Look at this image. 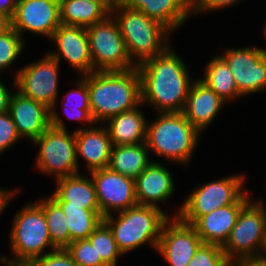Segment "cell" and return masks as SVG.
I'll list each match as a JSON object with an SVG mask.
<instances>
[{
    "instance_id": "obj_20",
    "label": "cell",
    "mask_w": 266,
    "mask_h": 266,
    "mask_svg": "<svg viewBox=\"0 0 266 266\" xmlns=\"http://www.w3.org/2000/svg\"><path fill=\"white\" fill-rule=\"evenodd\" d=\"M173 175L160 162H151L135 179L138 205L161 208L159 204L172 198L175 191Z\"/></svg>"
},
{
    "instance_id": "obj_12",
    "label": "cell",
    "mask_w": 266,
    "mask_h": 266,
    "mask_svg": "<svg viewBox=\"0 0 266 266\" xmlns=\"http://www.w3.org/2000/svg\"><path fill=\"white\" fill-rule=\"evenodd\" d=\"M220 56L229 65L242 96L266 91V49L229 48Z\"/></svg>"
},
{
    "instance_id": "obj_16",
    "label": "cell",
    "mask_w": 266,
    "mask_h": 266,
    "mask_svg": "<svg viewBox=\"0 0 266 266\" xmlns=\"http://www.w3.org/2000/svg\"><path fill=\"white\" fill-rule=\"evenodd\" d=\"M49 40L55 43L57 50L48 54L59 63L64 58L81 77L95 72L86 28L61 24Z\"/></svg>"
},
{
    "instance_id": "obj_2",
    "label": "cell",
    "mask_w": 266,
    "mask_h": 266,
    "mask_svg": "<svg viewBox=\"0 0 266 266\" xmlns=\"http://www.w3.org/2000/svg\"><path fill=\"white\" fill-rule=\"evenodd\" d=\"M82 77L88 85L90 112L95 123L102 124L141 104L137 67L126 71H95Z\"/></svg>"
},
{
    "instance_id": "obj_3",
    "label": "cell",
    "mask_w": 266,
    "mask_h": 266,
    "mask_svg": "<svg viewBox=\"0 0 266 266\" xmlns=\"http://www.w3.org/2000/svg\"><path fill=\"white\" fill-rule=\"evenodd\" d=\"M158 116L152 123H147L149 152L180 165H189L201 132L182 112L158 113Z\"/></svg>"
},
{
    "instance_id": "obj_5",
    "label": "cell",
    "mask_w": 266,
    "mask_h": 266,
    "mask_svg": "<svg viewBox=\"0 0 266 266\" xmlns=\"http://www.w3.org/2000/svg\"><path fill=\"white\" fill-rule=\"evenodd\" d=\"M111 14L119 25L131 62L136 67L159 55L170 45L168 39L171 32L142 11L120 6L112 9Z\"/></svg>"
},
{
    "instance_id": "obj_13",
    "label": "cell",
    "mask_w": 266,
    "mask_h": 266,
    "mask_svg": "<svg viewBox=\"0 0 266 266\" xmlns=\"http://www.w3.org/2000/svg\"><path fill=\"white\" fill-rule=\"evenodd\" d=\"M95 188L102 217L137 205L135 180L109 167L89 173Z\"/></svg>"
},
{
    "instance_id": "obj_8",
    "label": "cell",
    "mask_w": 266,
    "mask_h": 266,
    "mask_svg": "<svg viewBox=\"0 0 266 266\" xmlns=\"http://www.w3.org/2000/svg\"><path fill=\"white\" fill-rule=\"evenodd\" d=\"M222 250L228 260L263 259L266 251V206L263 200H250L242 208Z\"/></svg>"
},
{
    "instance_id": "obj_38",
    "label": "cell",
    "mask_w": 266,
    "mask_h": 266,
    "mask_svg": "<svg viewBox=\"0 0 266 266\" xmlns=\"http://www.w3.org/2000/svg\"><path fill=\"white\" fill-rule=\"evenodd\" d=\"M13 93L8 90L7 86L0 79V113L9 111L10 99Z\"/></svg>"
},
{
    "instance_id": "obj_36",
    "label": "cell",
    "mask_w": 266,
    "mask_h": 266,
    "mask_svg": "<svg viewBox=\"0 0 266 266\" xmlns=\"http://www.w3.org/2000/svg\"><path fill=\"white\" fill-rule=\"evenodd\" d=\"M24 266H77L66 249H56L28 261Z\"/></svg>"
},
{
    "instance_id": "obj_47",
    "label": "cell",
    "mask_w": 266,
    "mask_h": 266,
    "mask_svg": "<svg viewBox=\"0 0 266 266\" xmlns=\"http://www.w3.org/2000/svg\"><path fill=\"white\" fill-rule=\"evenodd\" d=\"M263 259L266 261V251H265V254L263 256Z\"/></svg>"
},
{
    "instance_id": "obj_37",
    "label": "cell",
    "mask_w": 266,
    "mask_h": 266,
    "mask_svg": "<svg viewBox=\"0 0 266 266\" xmlns=\"http://www.w3.org/2000/svg\"><path fill=\"white\" fill-rule=\"evenodd\" d=\"M240 1L242 2V0H192V14L206 13V11L213 12L214 10L219 11Z\"/></svg>"
},
{
    "instance_id": "obj_7",
    "label": "cell",
    "mask_w": 266,
    "mask_h": 266,
    "mask_svg": "<svg viewBox=\"0 0 266 266\" xmlns=\"http://www.w3.org/2000/svg\"><path fill=\"white\" fill-rule=\"evenodd\" d=\"M56 108L50 110V126L33 144L39 147L35 167L55 179L79 172L75 131L69 133Z\"/></svg>"
},
{
    "instance_id": "obj_17",
    "label": "cell",
    "mask_w": 266,
    "mask_h": 266,
    "mask_svg": "<svg viewBox=\"0 0 266 266\" xmlns=\"http://www.w3.org/2000/svg\"><path fill=\"white\" fill-rule=\"evenodd\" d=\"M9 114L20 138L35 141L50 126V109L16 90L13 92Z\"/></svg>"
},
{
    "instance_id": "obj_6",
    "label": "cell",
    "mask_w": 266,
    "mask_h": 266,
    "mask_svg": "<svg viewBox=\"0 0 266 266\" xmlns=\"http://www.w3.org/2000/svg\"><path fill=\"white\" fill-rule=\"evenodd\" d=\"M12 223L9 244L14 259L2 256L0 264L24 266L28 261L49 253L45 251L47 247L51 252L57 249L50 239L44 212L35 201L25 204L14 215Z\"/></svg>"
},
{
    "instance_id": "obj_4",
    "label": "cell",
    "mask_w": 266,
    "mask_h": 266,
    "mask_svg": "<svg viewBox=\"0 0 266 266\" xmlns=\"http://www.w3.org/2000/svg\"><path fill=\"white\" fill-rule=\"evenodd\" d=\"M162 208L135 205L118 212V218L108 215L103 221L111 229L119 250L125 255L149 243L157 250L164 224L171 218Z\"/></svg>"
},
{
    "instance_id": "obj_11",
    "label": "cell",
    "mask_w": 266,
    "mask_h": 266,
    "mask_svg": "<svg viewBox=\"0 0 266 266\" xmlns=\"http://www.w3.org/2000/svg\"><path fill=\"white\" fill-rule=\"evenodd\" d=\"M59 64L47 53L39 61L21 67L11 85L16 86L22 95L51 110L58 100Z\"/></svg>"
},
{
    "instance_id": "obj_1",
    "label": "cell",
    "mask_w": 266,
    "mask_h": 266,
    "mask_svg": "<svg viewBox=\"0 0 266 266\" xmlns=\"http://www.w3.org/2000/svg\"><path fill=\"white\" fill-rule=\"evenodd\" d=\"M137 69L141 78V104L157 113L183 112L192 85L187 66L169 45Z\"/></svg>"
},
{
    "instance_id": "obj_14",
    "label": "cell",
    "mask_w": 266,
    "mask_h": 266,
    "mask_svg": "<svg viewBox=\"0 0 266 266\" xmlns=\"http://www.w3.org/2000/svg\"><path fill=\"white\" fill-rule=\"evenodd\" d=\"M202 243L192 225L172 217L163 226L156 251L169 266H187Z\"/></svg>"
},
{
    "instance_id": "obj_19",
    "label": "cell",
    "mask_w": 266,
    "mask_h": 266,
    "mask_svg": "<svg viewBox=\"0 0 266 266\" xmlns=\"http://www.w3.org/2000/svg\"><path fill=\"white\" fill-rule=\"evenodd\" d=\"M75 129L76 153L87 162L88 172L108 168L110 164L112 142L107 128L95 123L91 127ZM86 127V128H85Z\"/></svg>"
},
{
    "instance_id": "obj_10",
    "label": "cell",
    "mask_w": 266,
    "mask_h": 266,
    "mask_svg": "<svg viewBox=\"0 0 266 266\" xmlns=\"http://www.w3.org/2000/svg\"><path fill=\"white\" fill-rule=\"evenodd\" d=\"M86 29L94 71H126L136 67L112 14Z\"/></svg>"
},
{
    "instance_id": "obj_29",
    "label": "cell",
    "mask_w": 266,
    "mask_h": 266,
    "mask_svg": "<svg viewBox=\"0 0 266 266\" xmlns=\"http://www.w3.org/2000/svg\"><path fill=\"white\" fill-rule=\"evenodd\" d=\"M36 203L44 212L52 244L57 249H66L69 246V230L65 213L50 196Z\"/></svg>"
},
{
    "instance_id": "obj_28",
    "label": "cell",
    "mask_w": 266,
    "mask_h": 266,
    "mask_svg": "<svg viewBox=\"0 0 266 266\" xmlns=\"http://www.w3.org/2000/svg\"><path fill=\"white\" fill-rule=\"evenodd\" d=\"M66 215L69 245L72 241L88 239L103 221L100 210H87L69 202H56Z\"/></svg>"
},
{
    "instance_id": "obj_26",
    "label": "cell",
    "mask_w": 266,
    "mask_h": 266,
    "mask_svg": "<svg viewBox=\"0 0 266 266\" xmlns=\"http://www.w3.org/2000/svg\"><path fill=\"white\" fill-rule=\"evenodd\" d=\"M148 151L146 143L113 146L109 168L135 180L152 162Z\"/></svg>"
},
{
    "instance_id": "obj_45",
    "label": "cell",
    "mask_w": 266,
    "mask_h": 266,
    "mask_svg": "<svg viewBox=\"0 0 266 266\" xmlns=\"http://www.w3.org/2000/svg\"><path fill=\"white\" fill-rule=\"evenodd\" d=\"M263 30H264L263 36L265 37V40H266V23H265V26L263 27Z\"/></svg>"
},
{
    "instance_id": "obj_24",
    "label": "cell",
    "mask_w": 266,
    "mask_h": 266,
    "mask_svg": "<svg viewBox=\"0 0 266 266\" xmlns=\"http://www.w3.org/2000/svg\"><path fill=\"white\" fill-rule=\"evenodd\" d=\"M55 181L57 186L50 196L55 202H69V205L82 206L87 210H100L91 176L88 178L78 173Z\"/></svg>"
},
{
    "instance_id": "obj_34",
    "label": "cell",
    "mask_w": 266,
    "mask_h": 266,
    "mask_svg": "<svg viewBox=\"0 0 266 266\" xmlns=\"http://www.w3.org/2000/svg\"><path fill=\"white\" fill-rule=\"evenodd\" d=\"M226 260L222 247L202 243L187 266H221Z\"/></svg>"
},
{
    "instance_id": "obj_33",
    "label": "cell",
    "mask_w": 266,
    "mask_h": 266,
    "mask_svg": "<svg viewBox=\"0 0 266 266\" xmlns=\"http://www.w3.org/2000/svg\"><path fill=\"white\" fill-rule=\"evenodd\" d=\"M66 251L77 266H107L102 259H97V252L87 239L72 241Z\"/></svg>"
},
{
    "instance_id": "obj_35",
    "label": "cell",
    "mask_w": 266,
    "mask_h": 266,
    "mask_svg": "<svg viewBox=\"0 0 266 266\" xmlns=\"http://www.w3.org/2000/svg\"><path fill=\"white\" fill-rule=\"evenodd\" d=\"M21 140L9 112L0 113V155Z\"/></svg>"
},
{
    "instance_id": "obj_27",
    "label": "cell",
    "mask_w": 266,
    "mask_h": 266,
    "mask_svg": "<svg viewBox=\"0 0 266 266\" xmlns=\"http://www.w3.org/2000/svg\"><path fill=\"white\" fill-rule=\"evenodd\" d=\"M204 76L201 78L225 102L243 97L238 90L235 78L229 65L219 55L208 61L204 67Z\"/></svg>"
},
{
    "instance_id": "obj_15",
    "label": "cell",
    "mask_w": 266,
    "mask_h": 266,
    "mask_svg": "<svg viewBox=\"0 0 266 266\" xmlns=\"http://www.w3.org/2000/svg\"><path fill=\"white\" fill-rule=\"evenodd\" d=\"M61 25L59 0H19L12 19V28L23 38L31 32L48 40Z\"/></svg>"
},
{
    "instance_id": "obj_9",
    "label": "cell",
    "mask_w": 266,
    "mask_h": 266,
    "mask_svg": "<svg viewBox=\"0 0 266 266\" xmlns=\"http://www.w3.org/2000/svg\"><path fill=\"white\" fill-rule=\"evenodd\" d=\"M245 174H236L213 180L196 187L189 196L184 198L177 214L186 224L193 225L201 216L228 205L234 204L246 191Z\"/></svg>"
},
{
    "instance_id": "obj_40",
    "label": "cell",
    "mask_w": 266,
    "mask_h": 266,
    "mask_svg": "<svg viewBox=\"0 0 266 266\" xmlns=\"http://www.w3.org/2000/svg\"><path fill=\"white\" fill-rule=\"evenodd\" d=\"M19 190H7L4 188H0V213L2 214V210L7 207V204L14 196L17 194ZM13 197V198H12Z\"/></svg>"
},
{
    "instance_id": "obj_23",
    "label": "cell",
    "mask_w": 266,
    "mask_h": 266,
    "mask_svg": "<svg viewBox=\"0 0 266 266\" xmlns=\"http://www.w3.org/2000/svg\"><path fill=\"white\" fill-rule=\"evenodd\" d=\"M109 118L105 123L113 146L146 143L147 119L138 107Z\"/></svg>"
},
{
    "instance_id": "obj_21",
    "label": "cell",
    "mask_w": 266,
    "mask_h": 266,
    "mask_svg": "<svg viewBox=\"0 0 266 266\" xmlns=\"http://www.w3.org/2000/svg\"><path fill=\"white\" fill-rule=\"evenodd\" d=\"M224 104L225 101L199 78L192 82L182 113L194 127L203 132L213 123Z\"/></svg>"
},
{
    "instance_id": "obj_42",
    "label": "cell",
    "mask_w": 266,
    "mask_h": 266,
    "mask_svg": "<svg viewBox=\"0 0 266 266\" xmlns=\"http://www.w3.org/2000/svg\"><path fill=\"white\" fill-rule=\"evenodd\" d=\"M242 266H266V261L261 260H247L242 262Z\"/></svg>"
},
{
    "instance_id": "obj_43",
    "label": "cell",
    "mask_w": 266,
    "mask_h": 266,
    "mask_svg": "<svg viewBox=\"0 0 266 266\" xmlns=\"http://www.w3.org/2000/svg\"><path fill=\"white\" fill-rule=\"evenodd\" d=\"M110 10L120 7L123 0H101Z\"/></svg>"
},
{
    "instance_id": "obj_41",
    "label": "cell",
    "mask_w": 266,
    "mask_h": 266,
    "mask_svg": "<svg viewBox=\"0 0 266 266\" xmlns=\"http://www.w3.org/2000/svg\"><path fill=\"white\" fill-rule=\"evenodd\" d=\"M12 28V19L9 16L0 13V35Z\"/></svg>"
},
{
    "instance_id": "obj_25",
    "label": "cell",
    "mask_w": 266,
    "mask_h": 266,
    "mask_svg": "<svg viewBox=\"0 0 266 266\" xmlns=\"http://www.w3.org/2000/svg\"><path fill=\"white\" fill-rule=\"evenodd\" d=\"M61 24L87 28L104 20L111 10L103 2L59 0Z\"/></svg>"
},
{
    "instance_id": "obj_30",
    "label": "cell",
    "mask_w": 266,
    "mask_h": 266,
    "mask_svg": "<svg viewBox=\"0 0 266 266\" xmlns=\"http://www.w3.org/2000/svg\"><path fill=\"white\" fill-rule=\"evenodd\" d=\"M77 88L67 92L64 98V112L70 120L85 122L89 127L95 124L90 112L89 90L86 80L80 76ZM66 100V101H65ZM71 107V108H70Z\"/></svg>"
},
{
    "instance_id": "obj_46",
    "label": "cell",
    "mask_w": 266,
    "mask_h": 266,
    "mask_svg": "<svg viewBox=\"0 0 266 266\" xmlns=\"http://www.w3.org/2000/svg\"><path fill=\"white\" fill-rule=\"evenodd\" d=\"M85 1H88V2H102L101 0H85Z\"/></svg>"
},
{
    "instance_id": "obj_31",
    "label": "cell",
    "mask_w": 266,
    "mask_h": 266,
    "mask_svg": "<svg viewBox=\"0 0 266 266\" xmlns=\"http://www.w3.org/2000/svg\"><path fill=\"white\" fill-rule=\"evenodd\" d=\"M87 240L95 248L97 259H102L107 266H117L118 257L123 254L118 248L111 229L104 221Z\"/></svg>"
},
{
    "instance_id": "obj_18",
    "label": "cell",
    "mask_w": 266,
    "mask_h": 266,
    "mask_svg": "<svg viewBox=\"0 0 266 266\" xmlns=\"http://www.w3.org/2000/svg\"><path fill=\"white\" fill-rule=\"evenodd\" d=\"M250 199L249 192L246 191L234 204L201 216L192 226L202 242L223 247L236 224L239 213Z\"/></svg>"
},
{
    "instance_id": "obj_44",
    "label": "cell",
    "mask_w": 266,
    "mask_h": 266,
    "mask_svg": "<svg viewBox=\"0 0 266 266\" xmlns=\"http://www.w3.org/2000/svg\"><path fill=\"white\" fill-rule=\"evenodd\" d=\"M221 266H242V261L227 259Z\"/></svg>"
},
{
    "instance_id": "obj_22",
    "label": "cell",
    "mask_w": 266,
    "mask_h": 266,
    "mask_svg": "<svg viewBox=\"0 0 266 266\" xmlns=\"http://www.w3.org/2000/svg\"><path fill=\"white\" fill-rule=\"evenodd\" d=\"M121 6L142 11L171 33L192 15V0H123Z\"/></svg>"
},
{
    "instance_id": "obj_39",
    "label": "cell",
    "mask_w": 266,
    "mask_h": 266,
    "mask_svg": "<svg viewBox=\"0 0 266 266\" xmlns=\"http://www.w3.org/2000/svg\"><path fill=\"white\" fill-rule=\"evenodd\" d=\"M19 0H0V13L13 19Z\"/></svg>"
},
{
    "instance_id": "obj_32",
    "label": "cell",
    "mask_w": 266,
    "mask_h": 266,
    "mask_svg": "<svg viewBox=\"0 0 266 266\" xmlns=\"http://www.w3.org/2000/svg\"><path fill=\"white\" fill-rule=\"evenodd\" d=\"M24 41L13 28L0 35V72L7 70L20 57L25 46Z\"/></svg>"
}]
</instances>
